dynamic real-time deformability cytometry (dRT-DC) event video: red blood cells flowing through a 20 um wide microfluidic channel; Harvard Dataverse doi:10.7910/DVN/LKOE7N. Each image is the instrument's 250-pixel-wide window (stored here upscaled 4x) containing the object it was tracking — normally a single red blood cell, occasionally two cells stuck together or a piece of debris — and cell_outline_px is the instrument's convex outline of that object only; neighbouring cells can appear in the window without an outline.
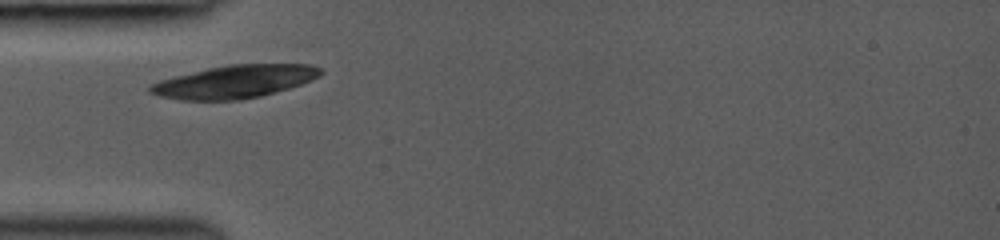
{"species": "common noctule bat (a hibernating species)", "species_latin": "Nyctalus noctula", "temperature_condition": "room temperature", "stored_images_in_passage": 27, "camera_frame_rate_fps": 3000, "um_per_image_px": 0.085, "animal": {"sex": "female", "body_mass_g": 19.0, "forearm_length_mm": 53.3}, "frame": {"image": 1, "passage_image": 1, "time_ms": 0.0, "image_size_px": [1000, 240], "cell_outline_px": [[324, 72], [320, 76], [312, 80], [288, 88], [260, 96], [236, 100], [180, 100], [160, 96], [148, 92], [148, 88], [152, 84], [160, 80], [172, 76], [208, 68], [228, 64], [308, 64], [320, 68]], "centroid_in_image_um": [19.92, 6.93], "position_along_channel_um": 65.1, "area_um2": 32.6}}
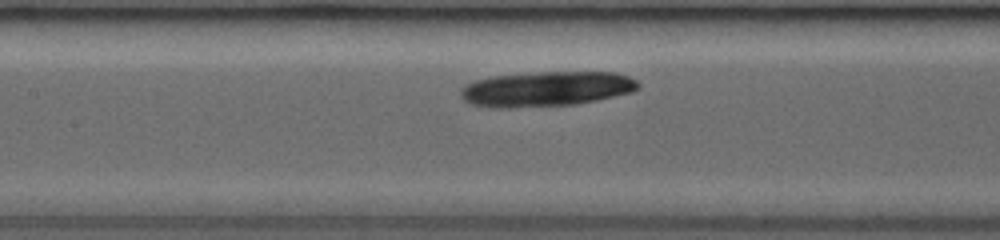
{"frame": {"image": 2, "passage_image": 8, "time_ms": 2.333, "image_size_px": [1000, 240], "cell_outline_px": [[640, 88], [632, 92], [596, 100], [576, 104], [512, 108], [492, 108], [472, 104], [464, 100], [460, 96], [460, 88], [464, 84], [476, 80], [492, 76], [540, 72], [616, 72], [628, 76], [636, 80], [640, 84]], "centroid_in_image_um": [46.42, 7.56], "position_along_channel_um": 161.0, "area_um2": 36.47}}
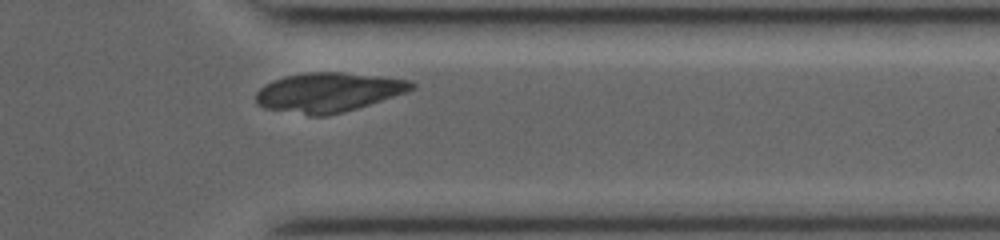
{"frame": {"image": 3, "passage_image": 24, "time_ms": 7.667, "image_size_px": [1000, 240], "cell_outline_px": [[416, 88], [408, 92], [344, 112], [324, 116], [308, 116], [264, 108], [256, 104], [256, 92], [264, 84], [272, 80], [284, 76], [304, 72], [344, 72], [380, 76], [412, 80], [416, 84]], "centroid_in_image_um": [27.91, 7.84], "position_along_channel_um": 383.5, "area_um2": 36.24}}